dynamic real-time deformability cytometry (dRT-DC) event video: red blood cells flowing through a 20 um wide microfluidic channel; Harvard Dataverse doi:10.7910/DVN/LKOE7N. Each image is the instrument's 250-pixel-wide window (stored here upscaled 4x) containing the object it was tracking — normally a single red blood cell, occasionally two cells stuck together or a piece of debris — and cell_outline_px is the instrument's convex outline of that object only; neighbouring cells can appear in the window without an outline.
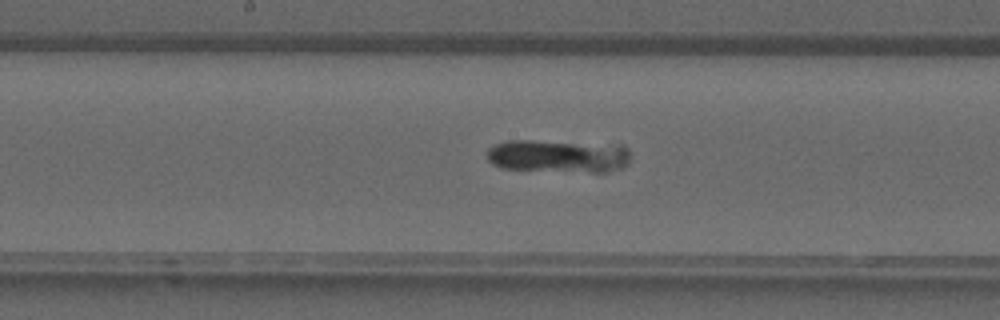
{"species": "common noctule bat (a hibernating species)", "species_latin": "Nyctalus noctula", "temperature_condition": "warm", "stored_images_in_passage": 29, "camera_frame_rate_fps": 3000, "um_per_image_px": 0.085, "animal": {"sex": "male", "forearm_length_mm": 52.5}, "frame": {"image": 1, "passage_image": 10, "time_ms": 3.0, "image_size_px": [1000, 320], "cell_outline_px": [[628, 164], [620, 168], [608, 172], [592, 172], [504, 168], [492, 164], [488, 160], [488, 148], [496, 144], [508, 140], [532, 140], [620, 144], [628, 148]], "centroid_in_image_um": [47.49, 13.24], "position_along_channel_um": 200.7, "area_um2": 27.63}}
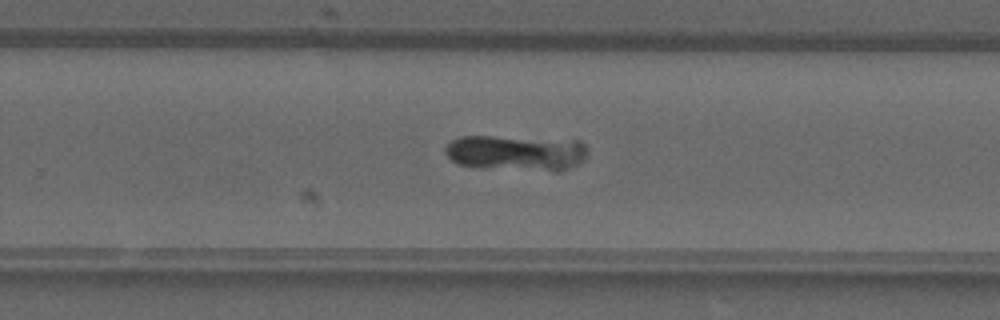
{"frame": {"image": 2, "passage_image": 15, "time_ms": 4.667, "image_size_px": [1000, 320], "cell_outline_px": [[588, 152], [584, 160], [576, 164], [556, 172], [476, 168], [456, 164], [444, 152], [444, 148], [452, 140], [460, 136], [492, 136], [580, 140], [584, 144]], "centroid_in_image_um": [43.86, 13.01], "position_along_channel_um": 285.9, "area_um2": 30.23}}
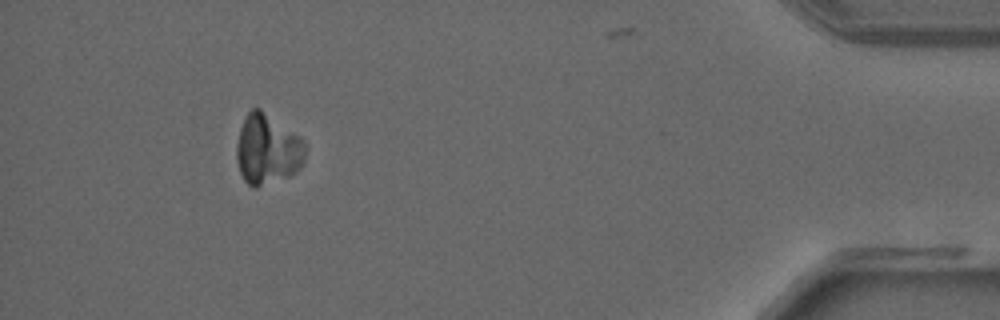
{"frame": {"image": 3, "passage_image": 26, "time_ms": 8.333, "image_size_px": [1000, 320], "cell_outline_px": [[304, 164], [296, 172], [288, 176], [256, 188], [252, 188], [244, 180], [240, 172], [236, 160], [236, 144], [240, 128], [248, 112], [252, 108], [260, 108], [300, 136], [304, 140]], "centroid_in_image_um": [22.72, 12.71], "position_along_channel_um": 412.5, "area_um2": 28.26}}